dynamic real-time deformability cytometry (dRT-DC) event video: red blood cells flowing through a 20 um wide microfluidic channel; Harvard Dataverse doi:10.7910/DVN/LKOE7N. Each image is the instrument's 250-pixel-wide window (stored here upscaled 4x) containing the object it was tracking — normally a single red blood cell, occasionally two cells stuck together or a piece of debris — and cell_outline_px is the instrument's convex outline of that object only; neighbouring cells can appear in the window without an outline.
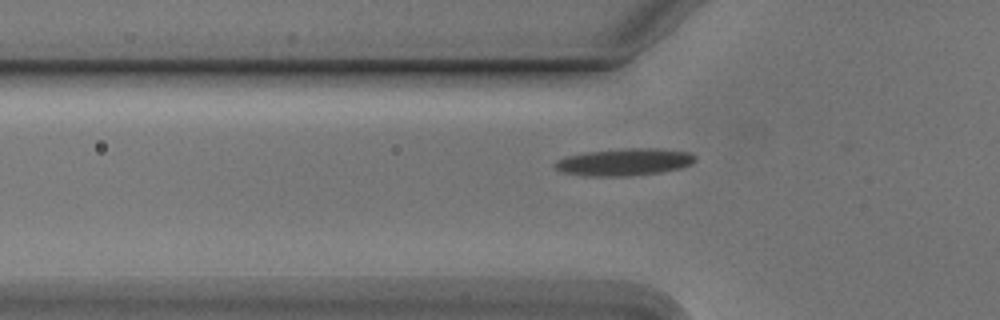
{"species": "Egyptian fruit bat (a non-hibernating species)", "species_latin": "Rousettus aegyptiacus", "temperature_condition": "cold", "stored_images_in_passage": 35, "camera_frame_rate_fps": 3000, "um_per_image_px": 0.085, "animal": {"sex": "male"}, "frame": {"image": 1, "passage_image": 4, "time_ms": 1.0, "image_size_px": [1000, 320], "cell_outline_px": [[696, 160], [692, 164], [680, 168], [660, 172], [632, 176], [584, 176], [560, 172], [552, 164], [556, 160], [564, 156], [588, 152], [624, 148], [660, 148], [692, 152], [696, 156]], "centroid_in_image_um": [53.07, 13.77], "position_along_channel_um": 72.7, "area_um2": 22.6}}
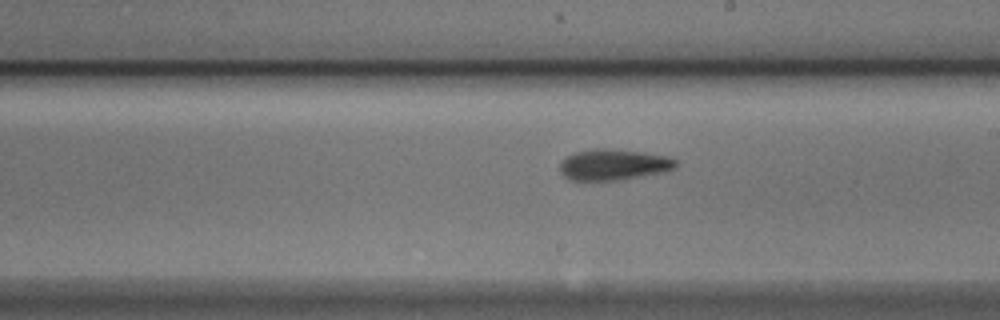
{"frame": {"image": 2, "passage_image": 17, "time_ms": 5.333, "image_size_px": [1000, 320], "cell_outline_px": [[676, 168], [668, 172], [620, 180], [572, 180], [564, 176], [560, 172], [560, 160], [576, 152], [592, 148], [604, 148], [644, 152], [668, 156], [676, 160]], "centroid_in_image_um": [52.18, 13.99], "position_along_channel_um": 236.8, "area_um2": 21.21}}
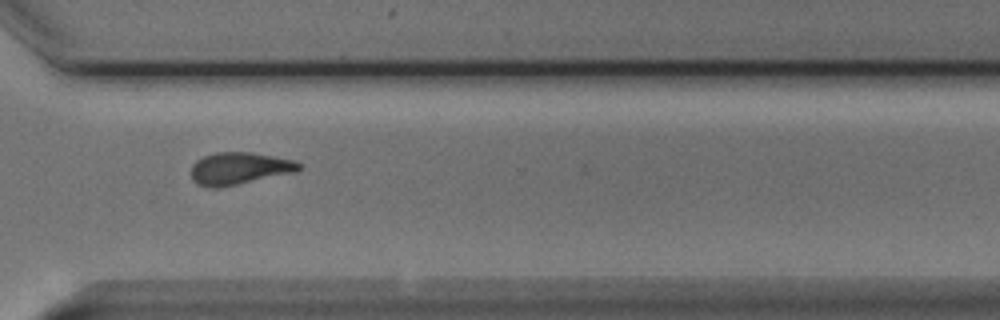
{"frame": {"image": 3, "passage_image": 26, "time_ms": 8.333, "image_size_px": [1000, 320], "cell_outline_px": [[300, 168], [296, 172], [216, 188], [208, 188], [196, 184], [192, 180], [192, 164], [196, 160], [204, 156], [216, 152], [252, 152], [296, 160], [300, 164]], "centroid_in_image_um": [20.32, 14.31], "position_along_channel_um": 350.3, "area_um2": 20.23}}